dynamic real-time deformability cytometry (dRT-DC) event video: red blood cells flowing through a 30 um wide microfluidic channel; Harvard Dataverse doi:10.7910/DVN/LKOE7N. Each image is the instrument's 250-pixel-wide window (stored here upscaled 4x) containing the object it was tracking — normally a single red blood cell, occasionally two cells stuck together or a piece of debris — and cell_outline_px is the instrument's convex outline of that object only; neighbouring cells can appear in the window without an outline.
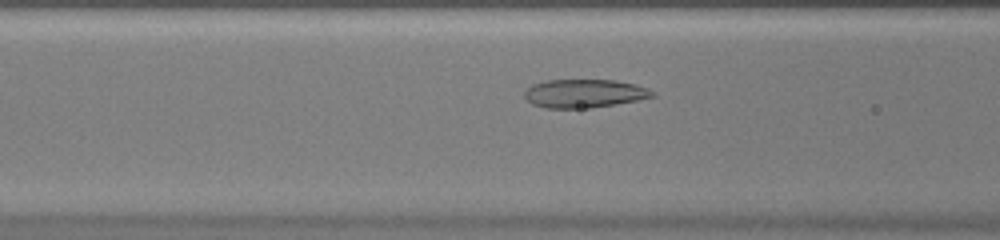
{"species": "common noctule bat (a hibernating species)", "species_latin": "Nyctalus noctula", "temperature_condition": "warm", "stored_images_in_passage": 25, "camera_frame_rate_fps": 3000, "um_per_image_px": 0.085, "animal": {"sex": "female", "body_mass_g": 20.0, "forearm_length_mm": 54.0}, "frame": {"image": 1, "passage_image": 5, "time_ms": 1.333, "image_size_px": [1000, 240], "cell_outline_px": [[656, 96], [616, 104], [592, 108], [548, 108], [532, 104], [524, 96], [524, 92], [532, 84], [548, 80], [616, 80], [648, 88]], "centroid_in_image_um": [49.64, 7.95], "position_along_channel_um": 117.0, "area_um2": 21.04}}
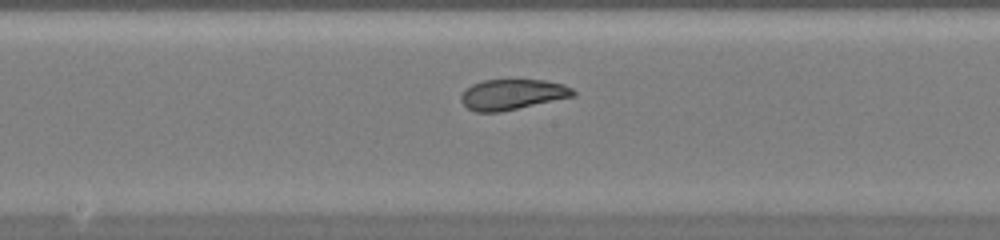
{"frame": {"image": 2, "passage_image": 11, "time_ms": 3.333, "image_size_px": [1000, 240], "cell_outline_px": [[576, 96], [500, 112], [476, 112], [468, 108], [460, 100], [460, 96], [464, 88], [472, 84], [484, 80], [544, 80], [564, 84], [572, 88], [576, 92]], "centroid_in_image_um": [43.55, 8.03], "position_along_channel_um": 204.7, "area_um2": 20.06}}
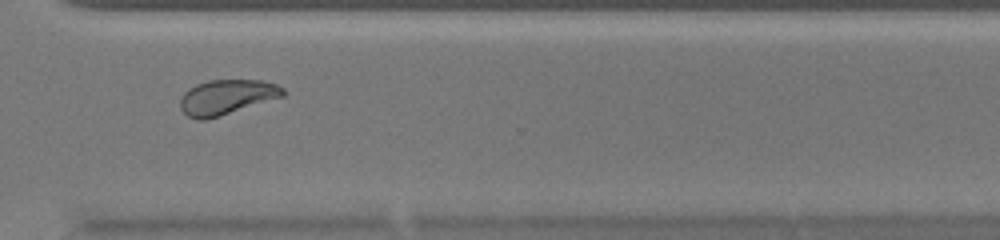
{"frame": {"image": 3, "passage_image": 21, "time_ms": 6.667, "image_size_px": [1000, 240], "cell_outline_px": [[284, 96], [220, 116], [204, 120], [196, 120], [188, 116], [180, 108], [180, 100], [184, 92], [188, 88], [196, 84], [208, 80], [260, 80], [276, 84], [284, 88]], "centroid_in_image_um": [19.24, 8.25], "position_along_channel_um": 351.4, "area_um2": 20.92}}